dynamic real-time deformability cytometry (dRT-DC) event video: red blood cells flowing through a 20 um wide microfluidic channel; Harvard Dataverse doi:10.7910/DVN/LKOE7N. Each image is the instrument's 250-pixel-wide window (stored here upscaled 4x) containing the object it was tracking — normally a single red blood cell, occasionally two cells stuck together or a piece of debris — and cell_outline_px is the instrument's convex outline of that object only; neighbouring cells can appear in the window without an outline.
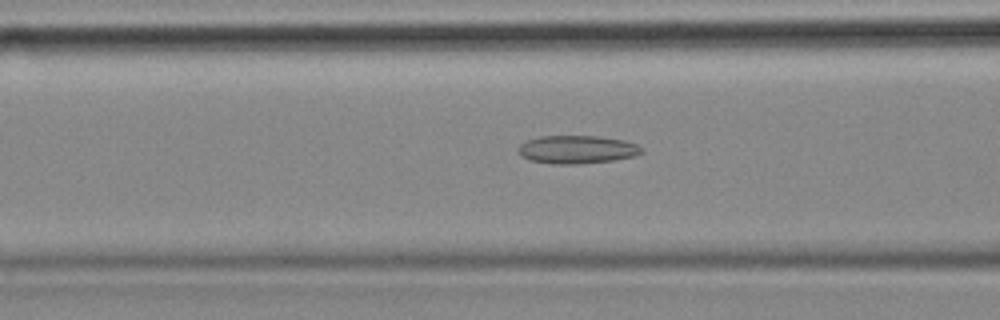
{"species": "common noctule bat (a hibernating species)", "species_latin": "Nyctalus noctula", "temperature_condition": "cold", "stored_images_in_passage": 33, "camera_frame_rate_fps": 3000, "um_per_image_px": 0.085, "animal": {"sex": "female", "body_mass_g": 18.4}, "frame": {"image": 1, "passage_image": 10, "time_ms": 3.0, "image_size_px": [1000, 320], "cell_outline_px": [[644, 152], [636, 156], [612, 160], [580, 164], [552, 164], [528, 160], [520, 156], [516, 148], [520, 144], [528, 140], [540, 136], [596, 136], [624, 140], [636, 144], [644, 148]], "centroid_in_image_um": [49.03, 12.71], "position_along_channel_um": 117.6, "area_um2": 20.46}}
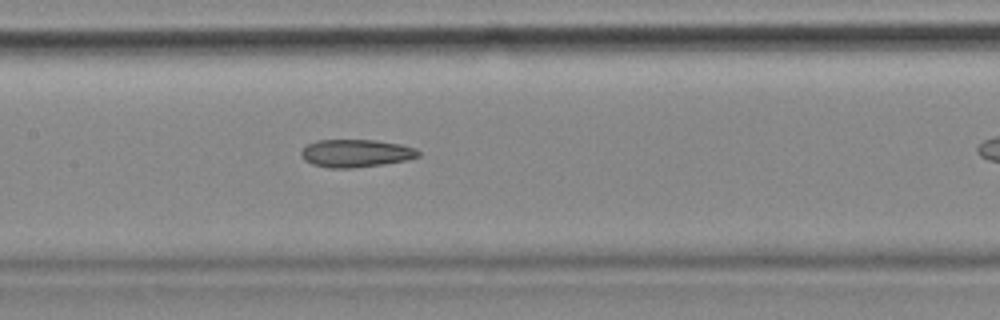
{"frame": {"image": 2, "passage_image": 15, "time_ms": 4.667, "image_size_px": [1000, 320], "cell_outline_px": [[420, 156], [408, 160], [384, 164], [352, 168], [328, 168], [312, 164], [304, 160], [300, 156], [300, 152], [308, 144], [316, 140], [376, 140], [400, 144], [416, 148], [420, 152]], "centroid_in_image_um": [30.26, 13.03], "position_along_channel_um": 177.1, "area_um2": 19.13}}